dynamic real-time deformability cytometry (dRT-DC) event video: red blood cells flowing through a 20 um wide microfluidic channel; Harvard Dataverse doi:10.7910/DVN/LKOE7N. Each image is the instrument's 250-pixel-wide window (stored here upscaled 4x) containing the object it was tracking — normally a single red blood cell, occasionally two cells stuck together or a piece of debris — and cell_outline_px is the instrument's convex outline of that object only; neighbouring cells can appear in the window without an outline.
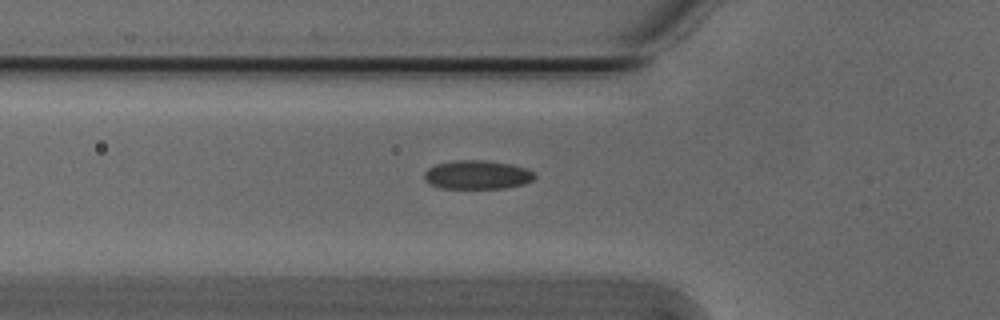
{"species": "Egyptian fruit bat (a non-hibernating species)", "species_latin": "Rousettus aegyptiacus", "temperature_condition": "cold", "stored_images_in_passage": 37, "camera_frame_rate_fps": 3000, "um_per_image_px": 0.085, "animal": {"sex": "male"}, "frame": {"image": 1, "passage_image": 4, "time_ms": 1.0, "image_size_px": [1000, 320], "cell_outline_px": [[536, 176], [532, 180], [524, 184], [504, 188], [440, 188], [424, 180], [424, 172], [428, 168], [436, 164], [456, 160], [488, 160], [512, 164], [528, 168]], "centroid_in_image_um": [40.57, 14.85], "position_along_channel_um": 85.2, "area_um2": 18.61}}
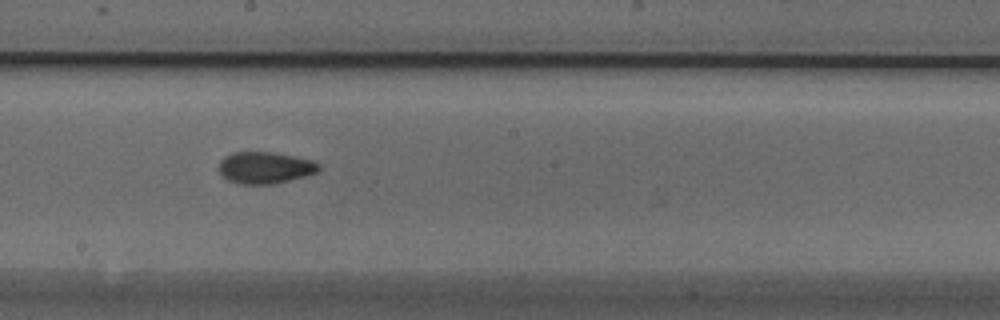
{"frame": {"image": 2, "passage_image": 15, "time_ms": 4.667, "image_size_px": [1000, 320], "cell_outline_px": [[320, 168], [316, 172], [304, 176], [272, 184], [240, 184], [228, 180], [220, 172], [220, 160], [224, 156], [232, 152], [272, 152], [312, 160], [320, 164]], "centroid_in_image_um": [22.51, 14.24], "position_along_channel_um": 225.7, "area_um2": 18.26}}
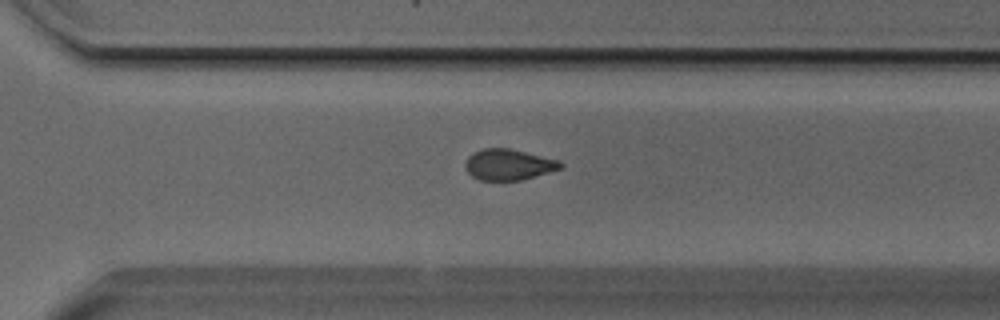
{"frame": {"image": 3, "passage_image": 23, "time_ms": 7.333, "image_size_px": [1000, 320], "cell_outline_px": [[564, 168], [524, 180], [480, 180], [472, 176], [468, 172], [464, 164], [468, 156], [472, 152], [484, 148], [508, 148], [560, 160], [564, 164]], "centroid_in_image_um": [43.26, 13.99], "position_along_channel_um": 327.3, "area_um2": 17.4}, "authors_computed_cell_mechanics": {"area_um2": 17.8602, "velocity_mm_per_s": 3.817, "shape_relaxation_time_tau1_ms": 3.9961, "shape_relaxation_time_tau2_ms": 3.0564, "deformation_change_tau1": 0.0855, "deformation_change_tau2": 0.0804}}